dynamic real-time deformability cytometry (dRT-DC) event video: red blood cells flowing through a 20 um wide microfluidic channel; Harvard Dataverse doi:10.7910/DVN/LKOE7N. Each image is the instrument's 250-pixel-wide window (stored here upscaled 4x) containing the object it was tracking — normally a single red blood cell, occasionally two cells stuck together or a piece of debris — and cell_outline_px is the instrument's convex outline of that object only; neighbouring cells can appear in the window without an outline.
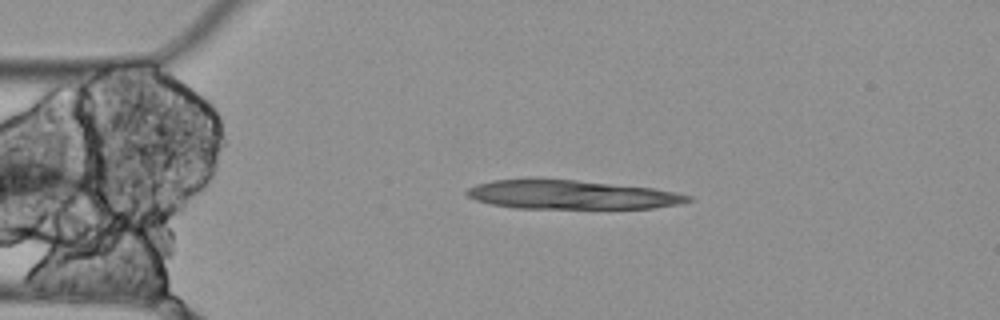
{"species": "Egyptian fruit bat (a non-hibernating species)", "species_latin": "Rousettus aegyptiacus", "temperature_condition": "cold", "stored_images_in_passage": 3, "camera_frame_rate_fps": 3000, "um_per_image_px": 0.085, "animal": {"sex": "female"}, "frame": {"image": 1, "passage_image": 2, "time_ms": 0.333, "image_size_px": [1000, 320], "cell_outline_px": [[696, 200], [680, 204], [652, 208], [516, 208], [492, 204], [476, 200], [468, 196], [464, 192], [468, 188], [476, 184], [492, 180], [528, 176], [536, 176], [576, 180], [652, 188], [676, 192], [692, 196]], "centroid_in_image_um": [48.51, 16.51], "position_along_channel_um": 36.5, "area_um2": 38.21}}